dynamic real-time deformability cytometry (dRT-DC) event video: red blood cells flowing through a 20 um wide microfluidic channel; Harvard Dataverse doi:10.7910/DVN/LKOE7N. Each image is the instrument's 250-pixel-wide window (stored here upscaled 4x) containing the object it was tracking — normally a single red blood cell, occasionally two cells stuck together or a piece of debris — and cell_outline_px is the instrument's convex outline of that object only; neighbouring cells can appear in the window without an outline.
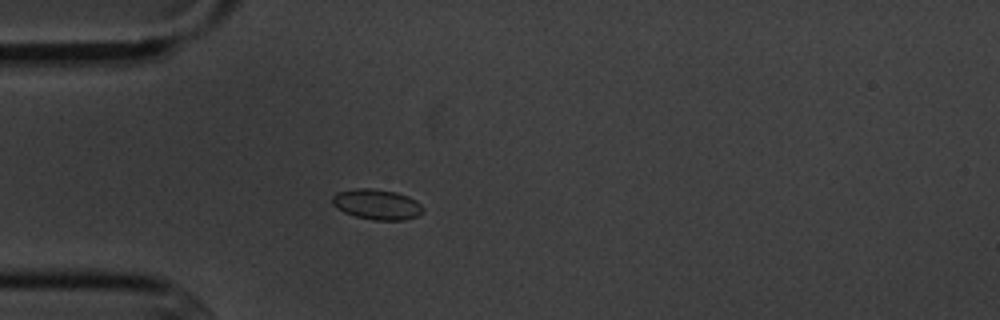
{"species": "common noctule bat (a hibernating species)", "species_latin": "Nyctalus noctula", "temperature_condition": "cold", "stored_images_in_passage": 3, "camera_frame_rate_fps": 3000, "um_per_image_px": 0.085, "animal": {"sex": "male", "body_mass_g": 20.1, "forearm_length_mm": 53.5}, "frame": {"image": 1, "passage_image": 3, "time_ms": 3.333, "image_size_px": [1000, 320], "cell_outline_px": [[424, 212], [416, 216], [404, 220], [372, 220], [356, 216], [344, 212], [332, 204], [332, 196], [336, 192], [356, 188], [372, 188], [396, 192], [408, 196], [416, 200], [424, 208]], "centroid_in_image_um": [32.04, 17.36], "position_along_channel_um": 53.0, "area_um2": 16.13}}